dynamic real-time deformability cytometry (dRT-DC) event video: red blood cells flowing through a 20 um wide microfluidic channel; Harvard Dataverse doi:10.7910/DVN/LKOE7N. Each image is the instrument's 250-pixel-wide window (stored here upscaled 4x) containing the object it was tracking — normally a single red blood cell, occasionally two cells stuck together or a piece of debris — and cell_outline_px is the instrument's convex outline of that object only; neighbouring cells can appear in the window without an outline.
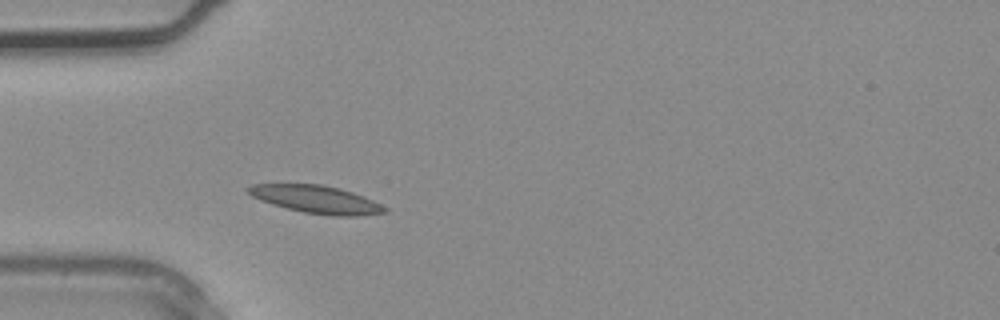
{"species": "common noctule bat (a hibernating species)", "species_latin": "Nyctalus noctula", "temperature_condition": "warm", "stored_images_in_passage": 3, "camera_frame_rate_fps": 3000, "um_per_image_px": 0.085, "animal": {"sex": "male", "body_mass_g": 20.4}, "frame": {"image": 1, "passage_image": 3, "time_ms": 0.667, "image_size_px": [1000, 320], "cell_outline_px": [[388, 212], [356, 216], [332, 216], [304, 212], [272, 204], [260, 200], [252, 196], [244, 188], [252, 184], [320, 184], [340, 188], [364, 196], [388, 208]], "centroid_in_image_um": [26.89, 16.94], "position_along_channel_um": 58.1, "area_um2": 22.02}}